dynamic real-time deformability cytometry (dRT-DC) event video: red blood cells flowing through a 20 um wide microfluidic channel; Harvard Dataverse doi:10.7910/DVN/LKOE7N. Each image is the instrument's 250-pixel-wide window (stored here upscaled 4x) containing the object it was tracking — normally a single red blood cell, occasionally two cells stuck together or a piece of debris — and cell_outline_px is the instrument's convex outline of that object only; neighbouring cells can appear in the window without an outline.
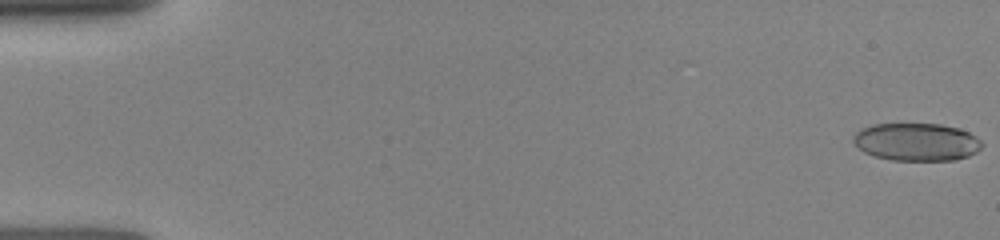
{"species": "human", "species_latin": "Homo sapiens", "temperature_condition": "room temperature", "stored_images_in_passage": 22, "camera_frame_rate_fps": 3000, "um_per_image_px": 0.085, "donor": {"sex": "female"}, "frame": {"image": 1, "passage_image": 1, "time_ms": 0.0, "image_size_px": [1000, 240], "cell_outline_px": [[984, 144], [976, 152], [968, 156], [956, 160], [892, 160], [876, 156], [864, 152], [852, 140], [852, 136], [860, 128], [872, 124], [940, 124], [960, 128], [976, 136]], "centroid_in_image_um": [77.91, 12.06], "position_along_channel_um": 7.1, "area_um2": 28.38}}
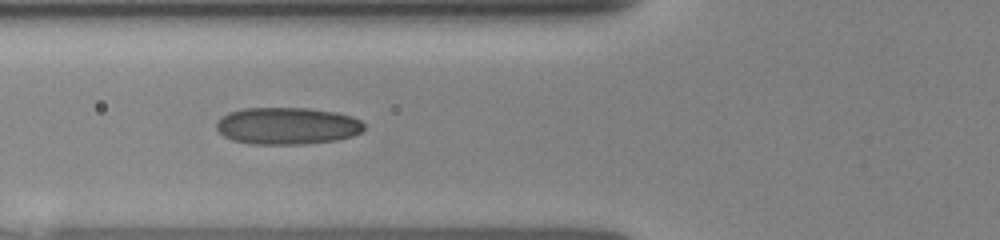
{"frame": {"image": 2, "passage_image": 17, "time_ms": 6.0, "image_size_px": [1000, 240], "cell_outline_px": [[364, 128], [360, 132], [352, 136], [336, 140], [304, 144], [248, 144], [232, 140], [224, 136], [216, 128], [216, 120], [228, 112], [244, 108], [308, 108], [336, 112], [352, 116], [360, 120], [364, 124]], "centroid_in_image_um": [24.39, 10.7], "position_along_channel_um": 101.4, "area_um2": 32.08}}
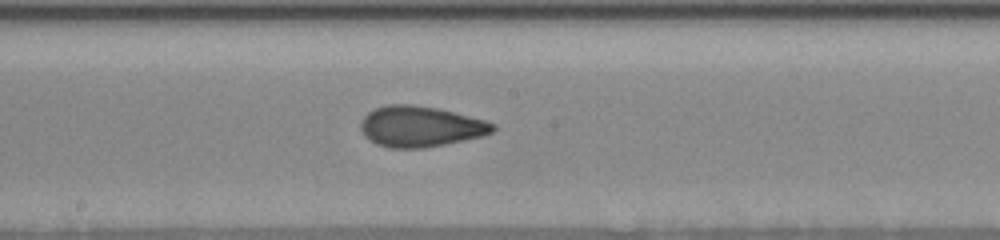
{"frame": {"image": 3, "passage_image": 22, "time_ms": 8.667, "image_size_px": [1000, 240], "cell_outline_px": [[496, 128], [492, 132], [484, 136], [424, 148], [388, 148], [376, 144], [368, 140], [364, 136], [360, 128], [360, 120], [368, 112], [376, 108], [388, 104], [412, 104], [436, 108], [484, 120], [496, 124]], "centroid_in_image_um": [35.7, 10.76], "position_along_channel_um": 212.5, "area_um2": 31.44}}